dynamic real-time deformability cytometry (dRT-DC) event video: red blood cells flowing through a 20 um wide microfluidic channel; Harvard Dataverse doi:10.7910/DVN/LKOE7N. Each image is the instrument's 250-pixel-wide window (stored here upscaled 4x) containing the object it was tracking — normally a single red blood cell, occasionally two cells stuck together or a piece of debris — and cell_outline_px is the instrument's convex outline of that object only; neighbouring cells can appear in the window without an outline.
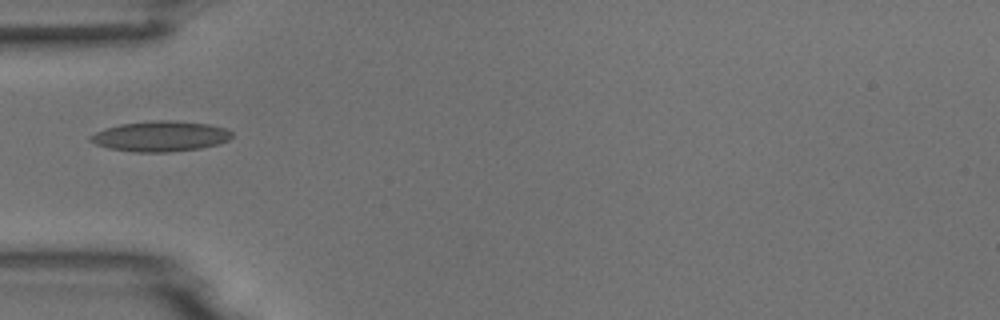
{"species": "common noctule bat (a hibernating species)", "species_latin": "Nyctalus noctula", "temperature_condition": "room temperature", "stored_images_in_passage": 5, "camera_frame_rate_fps": 3000, "um_per_image_px": 0.085, "animal": {"sex": "male", "body_mass_g": 18.8}, "frame": {"image": 1, "passage_image": 5, "time_ms": 4.667, "image_size_px": [1000, 320], "cell_outline_px": [[232, 136], [228, 140], [216, 144], [200, 148], [168, 152], [136, 152], [108, 148], [96, 144], [88, 140], [88, 136], [104, 128], [120, 124], [152, 120], [168, 120], [208, 124], [224, 128], [232, 132]], "centroid_in_image_um": [13.59, 11.58], "position_along_channel_um": 71.4, "area_um2": 24.97}}